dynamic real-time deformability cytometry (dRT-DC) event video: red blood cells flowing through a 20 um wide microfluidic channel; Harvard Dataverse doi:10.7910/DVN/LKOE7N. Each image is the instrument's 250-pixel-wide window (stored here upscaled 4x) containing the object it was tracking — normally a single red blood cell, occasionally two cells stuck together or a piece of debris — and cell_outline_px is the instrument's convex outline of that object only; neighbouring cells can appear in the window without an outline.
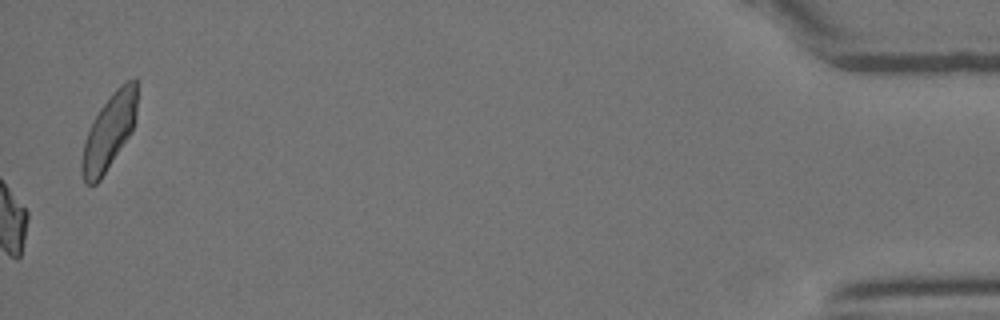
{"species": "Egyptian fruit bat (a non-hibernating species)", "species_latin": "Rousettus aegyptiacus", "temperature_condition": "room temperature", "stored_images_in_passage": 35, "camera_frame_rate_fps": 3000, "um_per_image_px": 0.085, "animal": {"sex": "female"}, "frame": {"image": 1, "passage_image": 35, "time_ms": 11.333, "image_size_px": [1000, 320], "cell_outline_px": [[136, 120], [132, 132], [100, 180], [96, 184], [84, 184], [80, 172], [80, 160], [84, 144], [88, 132], [100, 108], [116, 88], [124, 80], [136, 76]], "centroid_in_image_um": [9.27, 11.21], "position_along_channel_um": 425.9, "area_um2": 24.33}}